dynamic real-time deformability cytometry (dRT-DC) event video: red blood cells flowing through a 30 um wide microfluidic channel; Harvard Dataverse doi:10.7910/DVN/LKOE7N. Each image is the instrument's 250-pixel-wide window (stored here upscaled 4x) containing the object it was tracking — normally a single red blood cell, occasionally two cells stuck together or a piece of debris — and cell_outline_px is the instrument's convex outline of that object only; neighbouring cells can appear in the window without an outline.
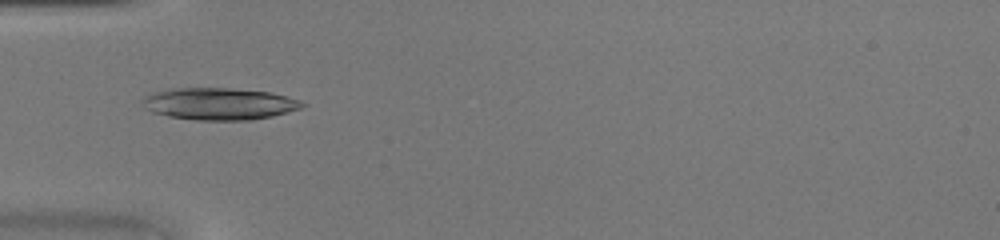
{"species": "common noctule bat (a hibernating species)", "species_latin": "Nyctalus noctula", "temperature_condition": "warm", "stored_images_in_passage": 45, "camera_frame_rate_fps": 3000, "um_per_image_px": 0.085, "animal": {"sex": "female", "body_mass_g": 20.0, "forearm_length_mm": 54.0}, "frame": {"image": 1, "passage_image": 15, "time_ms": 4.667, "image_size_px": [1000, 240], "cell_outline_px": [[308, 104], [300, 108], [288, 112], [272, 116], [252, 120], [196, 120], [168, 116], [152, 112], [144, 108], [140, 100], [144, 96], [152, 92], [172, 88], [232, 88], [272, 92], [288, 96], [300, 100]], "centroid_in_image_um": [18.62, 8.82], "position_along_channel_um": 66.4, "area_um2": 30.17}}
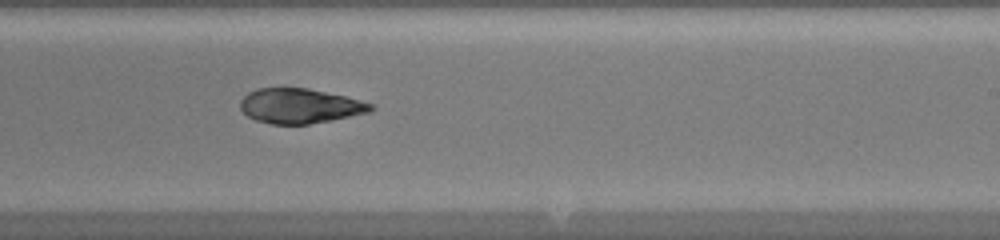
{"frame": {"image": 2, "passage_image": 28, "time_ms": 9.0, "image_size_px": [1000, 240], "cell_outline_px": [[372, 108], [368, 112], [332, 120], [308, 124], [272, 124], [256, 120], [248, 116], [240, 108], [240, 100], [248, 92], [256, 88], [308, 88], [344, 96], [372, 104]], "centroid_in_image_um": [25.43, 9.0], "position_along_channel_um": 263.6, "area_um2": 26.18}}
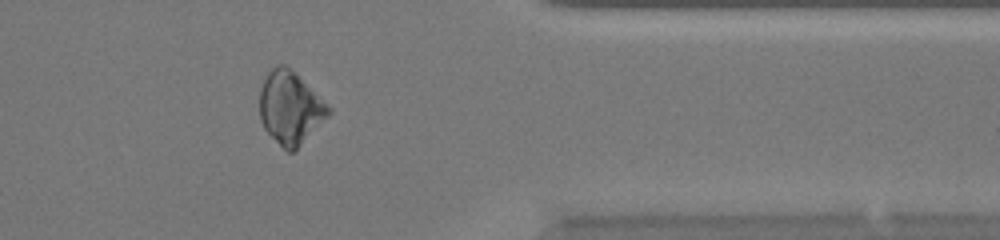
{"frame": {"image": 3, "passage_image": 37, "time_ms": 12.0, "image_size_px": [1000, 240], "cell_outline_px": [[332, 112], [292, 152], [288, 152], [264, 128], [260, 120], [260, 88], [268, 72], [276, 64], [284, 64], [328, 104], [332, 108]], "centroid_in_image_um": [24.65, 9.15], "position_along_channel_um": 386.7, "area_um2": 28.38}}